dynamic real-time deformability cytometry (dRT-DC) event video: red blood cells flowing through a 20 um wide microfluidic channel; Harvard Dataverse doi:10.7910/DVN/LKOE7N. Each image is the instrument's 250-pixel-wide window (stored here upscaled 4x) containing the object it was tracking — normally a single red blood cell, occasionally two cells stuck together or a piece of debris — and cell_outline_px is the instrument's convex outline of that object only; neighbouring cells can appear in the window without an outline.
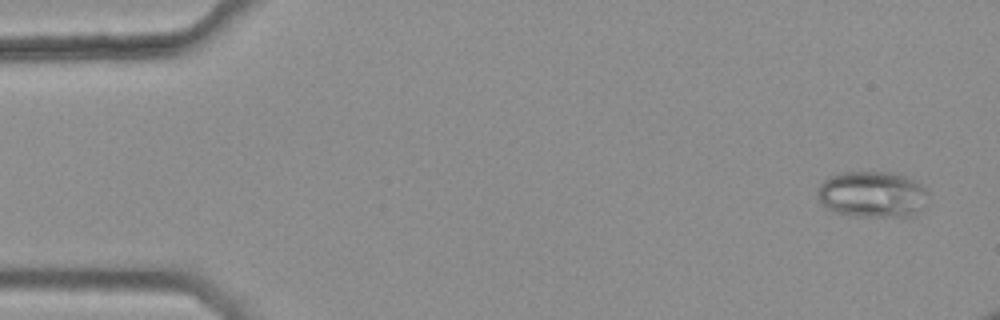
{"species": "common noctule bat (a hibernating species)", "species_latin": "Nyctalus noctula", "temperature_condition": "warm", "stored_images_in_passage": 5, "camera_frame_rate_fps": 3000, "um_per_image_px": 0.085, "animal": {"sex": "female", "body_mass_g": 25.1}, "frame": {"image": 1, "passage_image": 1, "time_ms": 0.0, "image_size_px": [1000, 320], "cell_outline_px": [[928, 192], [920, 208], [912, 216], [852, 216], [836, 212], [828, 208], [816, 196], [816, 192], [820, 184], [824, 180], [832, 176], [844, 172], [896, 172], [916, 180]], "centroid_in_image_um": [74.12, 16.5], "position_along_channel_um": 10.9, "area_um2": 29.59}}